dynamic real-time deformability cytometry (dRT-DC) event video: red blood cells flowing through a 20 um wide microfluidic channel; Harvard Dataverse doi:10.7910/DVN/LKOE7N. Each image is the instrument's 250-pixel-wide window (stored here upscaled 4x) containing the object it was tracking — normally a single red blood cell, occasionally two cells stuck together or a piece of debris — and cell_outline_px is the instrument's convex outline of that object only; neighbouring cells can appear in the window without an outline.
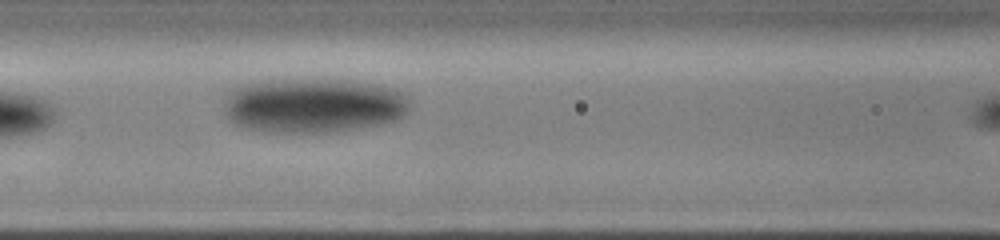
{"species": "human", "species_latin": "Homo sapiens", "temperature_condition": "cold", "stored_images_in_passage": 8, "camera_frame_rate_fps": 3000, "um_per_image_px": 0.085, "donor": {"sex": "male"}, "frame": {"image": 1, "passage_image": 4, "time_ms": 2.667, "image_size_px": [1000, 240], "cell_outline_px": [[412, 108], [404, 116], [396, 120], [380, 124], [324, 132], [264, 132], [244, 128], [236, 124], [224, 112], [224, 104], [232, 88], [252, 80], [352, 80], [396, 88], [408, 100]], "centroid_in_image_um": [26.62, 8.95], "position_along_channel_um": 140.0, "area_um2": 59.36}}
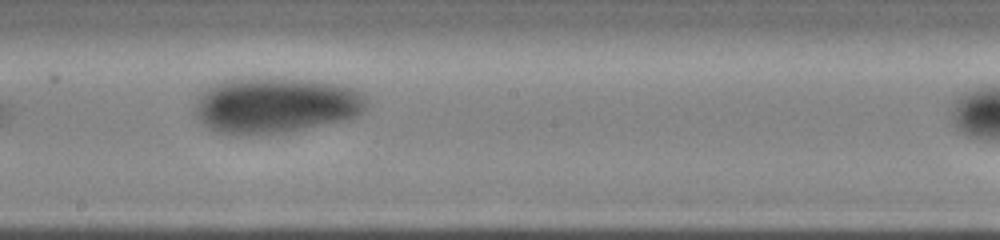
{"frame": {"image": 2, "passage_image": 6, "time_ms": 4.667, "image_size_px": [1000, 240], "cell_outline_px": [[364, 108], [356, 116], [344, 120], [284, 132], [216, 132], [208, 128], [196, 116], [196, 100], [200, 92], [208, 84], [236, 76], [272, 76], [316, 80], [340, 84], [356, 88], [364, 96]], "centroid_in_image_um": [23.37, 8.84], "position_along_channel_um": 224.8, "area_um2": 56.18}}